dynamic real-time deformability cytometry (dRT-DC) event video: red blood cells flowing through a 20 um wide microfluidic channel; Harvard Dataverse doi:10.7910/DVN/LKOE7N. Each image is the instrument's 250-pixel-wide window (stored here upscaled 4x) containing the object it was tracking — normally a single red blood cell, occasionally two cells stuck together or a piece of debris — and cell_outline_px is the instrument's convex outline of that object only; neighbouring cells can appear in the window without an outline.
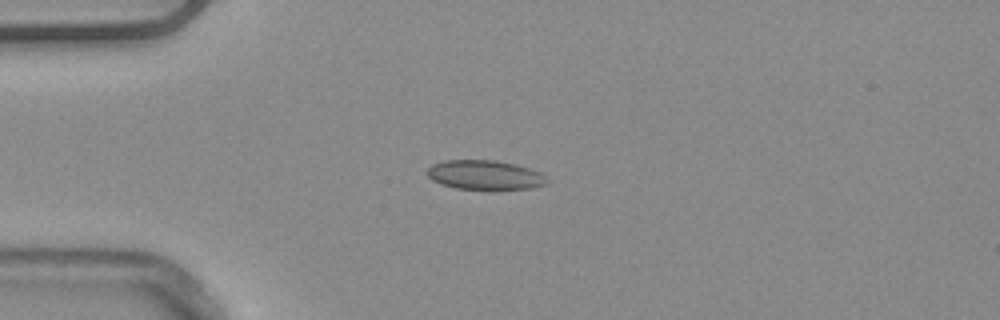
{"species": "common noctule bat (a hibernating species)", "species_latin": "Nyctalus noctula", "temperature_condition": "warm", "stored_images_in_passage": 47, "camera_frame_rate_fps": 3000, "um_per_image_px": 0.085, "animal": {"sex": "male", "body_mass_g": 20.4}, "frame": {"image": 1, "passage_image": 14, "time_ms": 4.333, "image_size_px": [1000, 320], "cell_outline_px": [[548, 184], [528, 188], [456, 188], [440, 184], [432, 180], [428, 176], [428, 168], [432, 164], [444, 160], [496, 160], [516, 164], [540, 172], [548, 180]], "centroid_in_image_um": [41.19, 14.85], "position_along_channel_um": 43.8, "area_um2": 20.17}, "authors_computed_cell_mechanics": {"area_um2": 19.9988, "velocity_mm_per_s": 3.9216, "shape_relaxation_time_tau1_ms": null, "shape_relaxation_time_tau2_ms": 2.7916, "deformation_change_tau1": null, "deformation_change_tau2": 0.0758}}